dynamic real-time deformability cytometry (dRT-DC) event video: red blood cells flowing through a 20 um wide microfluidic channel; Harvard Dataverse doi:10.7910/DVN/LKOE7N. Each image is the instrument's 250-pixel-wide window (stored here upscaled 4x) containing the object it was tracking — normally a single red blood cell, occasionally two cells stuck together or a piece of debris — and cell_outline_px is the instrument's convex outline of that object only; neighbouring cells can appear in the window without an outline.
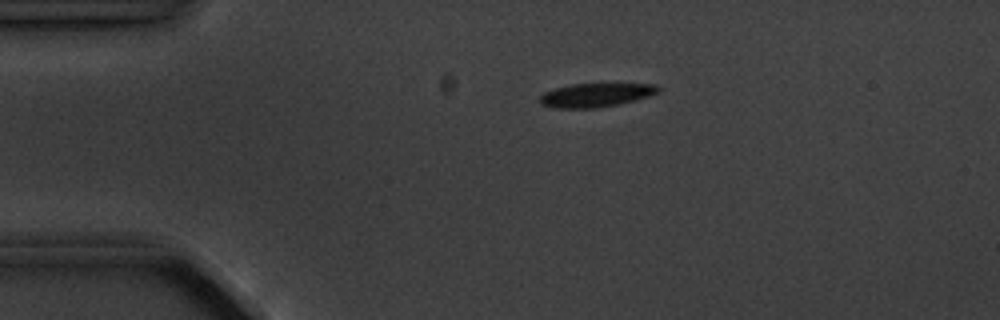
{"species": "common noctule bat (a hibernating species)", "species_latin": "Nyctalus noctula", "temperature_condition": "cold", "stored_images_in_passage": 2, "camera_frame_rate_fps": 3000, "um_per_image_px": 0.085, "animal": {"sex": "male", "body_mass_g": 20.1, "forearm_length_mm": 53.5}, "frame": {"image": 1, "passage_image": 1, "time_ms": 0.0, "image_size_px": [1000, 320], "cell_outline_px": [[660, 92], [636, 100], [596, 108], [556, 108], [540, 104], [540, 96], [544, 92], [556, 88], [572, 84], [656, 84], [660, 88]], "centroid_in_image_um": [50.65, 8.08], "position_along_channel_um": 34.4, "area_um2": 16.24}}